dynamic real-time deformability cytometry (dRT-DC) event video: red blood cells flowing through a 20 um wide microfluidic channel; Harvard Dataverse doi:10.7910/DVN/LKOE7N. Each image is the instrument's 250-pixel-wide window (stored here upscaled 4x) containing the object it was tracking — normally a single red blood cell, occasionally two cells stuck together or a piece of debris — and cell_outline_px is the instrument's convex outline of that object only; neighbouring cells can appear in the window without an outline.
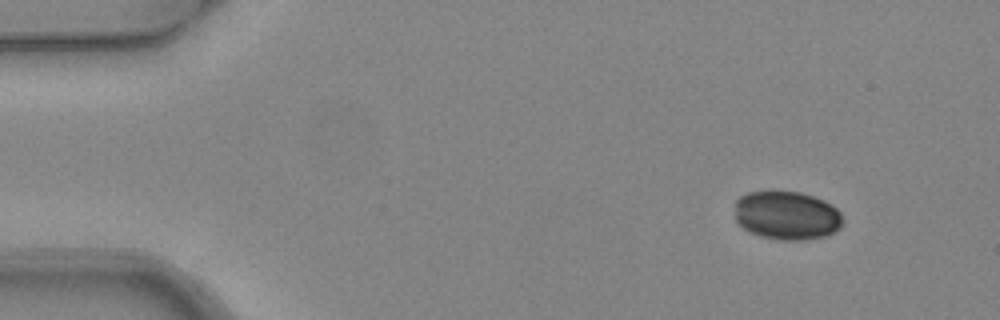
{"species": "common noctule bat (a hibernating species)", "species_latin": "Nyctalus noctula", "temperature_condition": "warm", "stored_images_in_passage": 4, "camera_frame_rate_fps": 3000, "um_per_image_px": 0.085, "animal": {"sex": "female", "body_mass_g": 24.6, "forearm_length_mm": 56.2}, "frame": {"image": 1, "passage_image": 1, "time_ms": 0.0, "image_size_px": [1000, 320], "cell_outline_px": [[844, 220], [840, 228], [836, 232], [824, 236], [808, 240], [776, 240], [760, 236], [744, 228], [736, 220], [736, 200], [740, 196], [748, 192], [768, 188], [800, 192], [824, 200], [832, 204], [840, 212]], "centroid_in_image_um": [66.89, 18.28], "position_along_channel_um": 18.1, "area_um2": 31.44}}
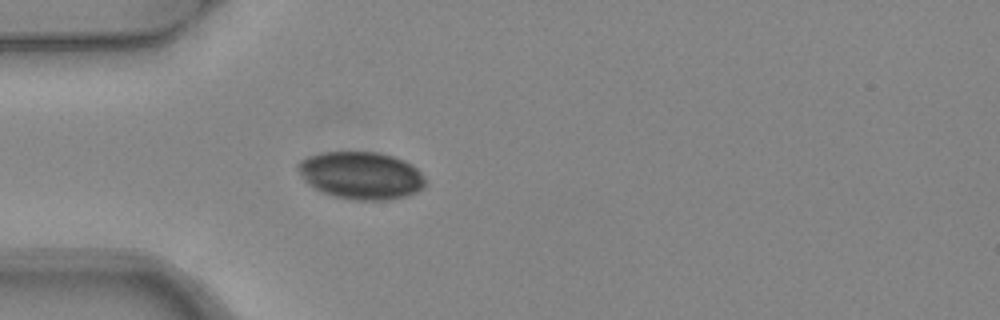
{"frame": {"image": 2, "passage_image": 4, "time_ms": 1.0, "image_size_px": [1000, 320], "cell_outline_px": [[428, 184], [424, 188], [416, 192], [404, 196], [388, 200], [352, 200], [332, 196], [320, 192], [312, 188], [304, 180], [296, 168], [296, 164], [300, 160], [308, 156], [324, 152], [376, 152], [392, 156], [404, 160], [412, 164], [420, 172]], "centroid_in_image_um": [30.67, 14.92], "position_along_channel_um": 54.3, "area_um2": 35.6}}